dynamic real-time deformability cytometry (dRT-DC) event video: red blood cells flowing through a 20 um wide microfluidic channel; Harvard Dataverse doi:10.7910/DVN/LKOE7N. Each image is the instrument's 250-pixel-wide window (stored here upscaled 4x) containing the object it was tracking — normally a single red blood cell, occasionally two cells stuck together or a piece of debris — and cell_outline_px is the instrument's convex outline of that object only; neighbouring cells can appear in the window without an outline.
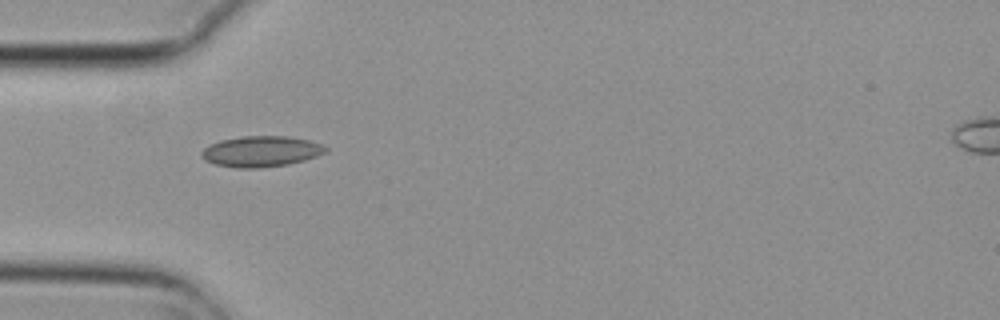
{"species": "common noctule bat (a hibernating species)", "species_latin": "Nyctalus noctula", "temperature_condition": "cold", "stored_images_in_passage": 1, "camera_frame_rate_fps": 3000, "um_per_image_px": 0.085, "animal": {"sex": "female", "body_mass_g": 29.2, "forearm_length_mm": 56.3}, "frame": {"image": 1, "passage_image": 1, "time_ms": 0.0, "image_size_px": [1000, 320], "cell_outline_px": [[328, 152], [304, 160], [288, 164], [260, 168], [236, 168], [216, 164], [204, 160], [200, 156], [200, 152], [208, 144], [220, 140], [240, 136], [288, 136], [308, 140], [324, 144], [328, 148]], "centroid_in_image_um": [22.18, 12.86], "position_along_channel_um": 62.8, "area_um2": 22.54}}